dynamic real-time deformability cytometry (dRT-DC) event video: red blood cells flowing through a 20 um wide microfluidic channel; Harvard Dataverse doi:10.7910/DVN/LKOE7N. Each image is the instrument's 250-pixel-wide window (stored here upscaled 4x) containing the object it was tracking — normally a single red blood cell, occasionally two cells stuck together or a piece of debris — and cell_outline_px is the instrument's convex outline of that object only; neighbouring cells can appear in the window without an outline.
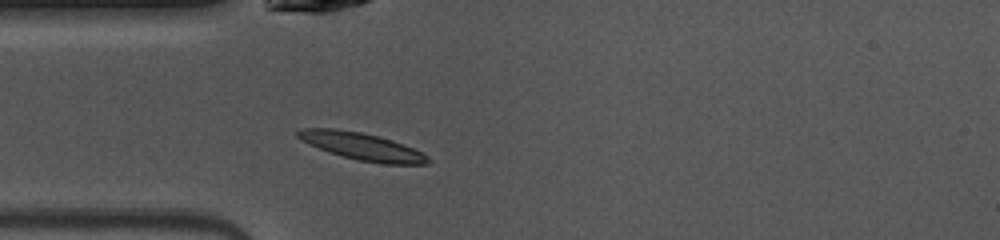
{"species": "common noctule bat (a hibernating species)", "species_latin": "Nyctalus noctula", "temperature_condition": "warm", "stored_images_in_passage": 41, "camera_frame_rate_fps": 3000, "um_per_image_px": 0.085, "animal": {"sex": "female", "body_mass_g": 10.0, "forearm_length_mm": 53.1}, "frame": {"image": 1, "passage_image": 6, "time_ms": 1.667, "image_size_px": [1000, 240], "cell_outline_px": [[428, 164], [384, 164], [360, 160], [328, 152], [308, 144], [300, 140], [296, 136], [296, 132], [304, 128], [336, 128], [360, 132], [392, 140], [404, 144], [428, 156]], "centroid_in_image_um": [30.72, 12.43], "position_along_channel_um": 54.3, "area_um2": 20.46}}
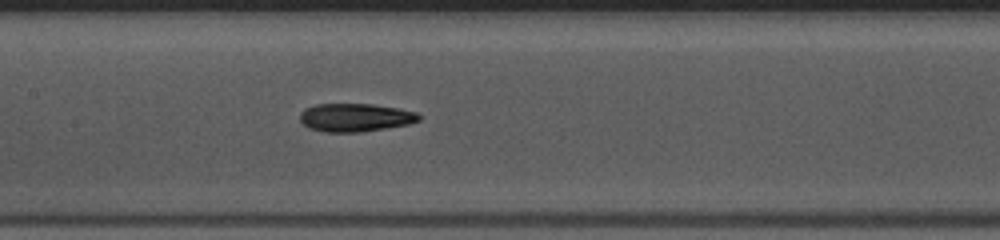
{"frame": {"image": 2, "passage_image": 15, "time_ms": 4.667, "image_size_px": [1000, 240], "cell_outline_px": [[420, 120], [408, 124], [360, 132], [324, 132], [308, 128], [300, 120], [300, 112], [304, 108], [316, 104], [372, 104], [396, 108], [416, 112], [420, 116]], "centroid_in_image_um": [30.15, 9.98], "position_along_channel_um": 177.2, "area_um2": 19.48}}
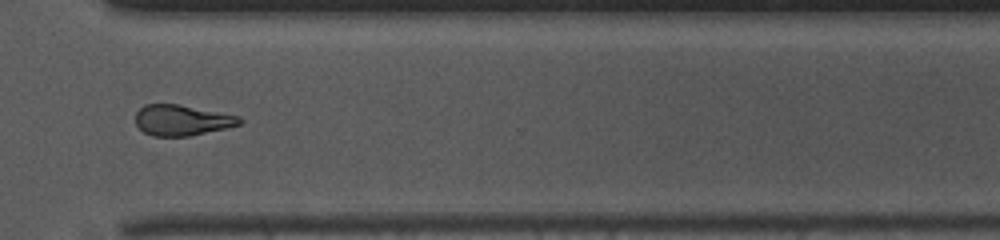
{"frame": {"image": 3, "passage_image": 28, "time_ms": 9.0, "image_size_px": [1000, 240], "cell_outline_px": [[244, 120], [240, 124], [224, 128], [188, 136], [152, 136], [144, 132], [136, 124], [136, 112], [144, 104], [180, 104], [240, 116]], "centroid_in_image_um": [15.45, 10.2], "position_along_channel_um": 355.1, "area_um2": 18.55}, "authors_computed_cell_mechanics": {"area_um2": 19.363, "velocity_mm_per_s": 4.115, "shape_relaxation_time_tau1_ms": 6.9111, "shape_relaxation_time_tau2_ms": 3.6635, "deformation_change_tau1": 0.1944, "deformation_change_tau2": 0.1327}}